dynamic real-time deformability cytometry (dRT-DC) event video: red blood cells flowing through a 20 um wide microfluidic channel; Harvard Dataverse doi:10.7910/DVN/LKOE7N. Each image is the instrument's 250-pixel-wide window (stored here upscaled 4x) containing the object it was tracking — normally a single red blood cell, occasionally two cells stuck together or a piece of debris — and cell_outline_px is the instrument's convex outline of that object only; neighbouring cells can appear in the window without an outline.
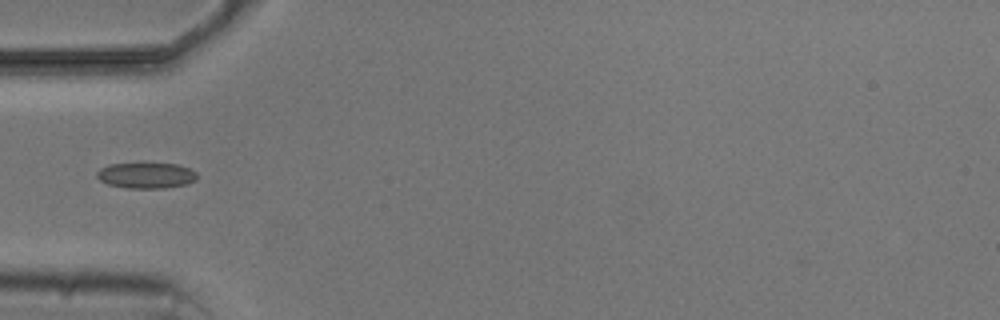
{"species": "common noctule bat (a hibernating species)", "species_latin": "Nyctalus noctula", "temperature_condition": "cold", "stored_images_in_passage": 3, "camera_frame_rate_fps": 3000, "um_per_image_px": 0.085, "animal": {"sex": "male", "body_mass_g": 20.5, "forearm_length_mm": 52.5}, "frame": {"image": 1, "passage_image": 3, "time_ms": 3.667, "image_size_px": [1000, 320], "cell_outline_px": [[196, 180], [188, 184], [164, 188], [128, 188], [108, 184], [100, 180], [96, 176], [96, 172], [100, 168], [108, 164], [176, 164], [188, 168], [196, 172]], "centroid_in_image_um": [12.41, 14.92], "position_along_channel_um": 72.6, "area_um2": 14.91}}